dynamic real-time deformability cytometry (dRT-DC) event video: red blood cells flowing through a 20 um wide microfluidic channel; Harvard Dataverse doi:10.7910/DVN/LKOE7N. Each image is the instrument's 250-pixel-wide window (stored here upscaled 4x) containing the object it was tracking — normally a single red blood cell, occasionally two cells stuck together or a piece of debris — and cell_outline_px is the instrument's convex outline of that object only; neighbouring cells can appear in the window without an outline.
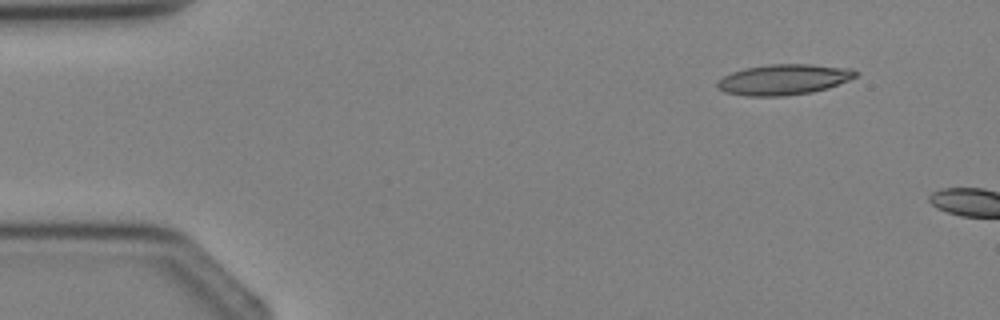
{"species": "Egyptian fruit bat (a non-hibernating species)", "species_latin": "Rousettus aegyptiacus", "temperature_condition": "cold", "stored_images_in_passage": 2, "camera_frame_rate_fps": 3000, "um_per_image_px": 0.085, "animal": {"sex": "female"}, "frame": {"image": 1, "passage_image": 1, "time_ms": 0.0, "image_size_px": [1000, 320], "cell_outline_px": [[860, 72], [856, 76], [848, 80], [828, 88], [812, 92], [784, 96], [748, 96], [724, 92], [716, 88], [716, 84], [724, 76], [732, 72], [744, 68], [768, 64], [812, 64], [852, 68]], "centroid_in_image_um": [66.63, 6.75], "position_along_channel_um": 18.4, "area_um2": 24.8}}